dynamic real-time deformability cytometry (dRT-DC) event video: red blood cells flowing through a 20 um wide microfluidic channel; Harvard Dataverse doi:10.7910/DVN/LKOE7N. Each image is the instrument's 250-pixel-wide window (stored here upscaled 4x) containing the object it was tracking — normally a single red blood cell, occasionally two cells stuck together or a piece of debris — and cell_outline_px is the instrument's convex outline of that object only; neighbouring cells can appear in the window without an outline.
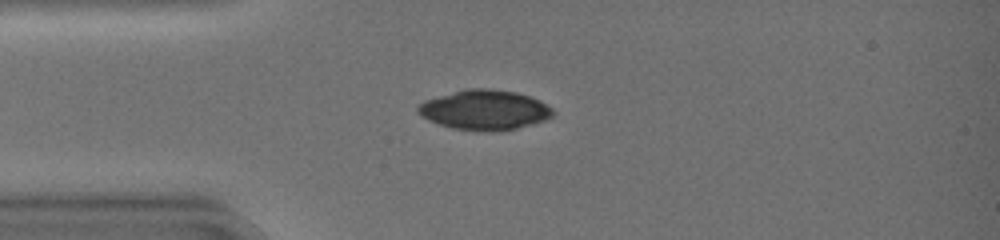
{"species": "common noctule bat (a hibernating species)", "species_latin": "Nyctalus noctula", "temperature_condition": "warm", "stored_images_in_passage": 34, "camera_frame_rate_fps": 3000, "um_per_image_px": 0.085, "animal": {"sex": "female", "body_mass_g": 19.0, "forearm_length_mm": 51.5}, "frame": {"image": 1, "passage_image": 4, "time_ms": 1.0, "image_size_px": [1000, 240], "cell_outline_px": [[552, 116], [544, 120], [516, 128], [452, 128], [428, 120], [416, 112], [416, 108], [424, 100], [468, 88], [488, 88], [516, 92], [540, 100], [552, 108]], "centroid_in_image_um": [41.16, 9.29], "position_along_channel_um": 43.8, "area_um2": 30.17}}
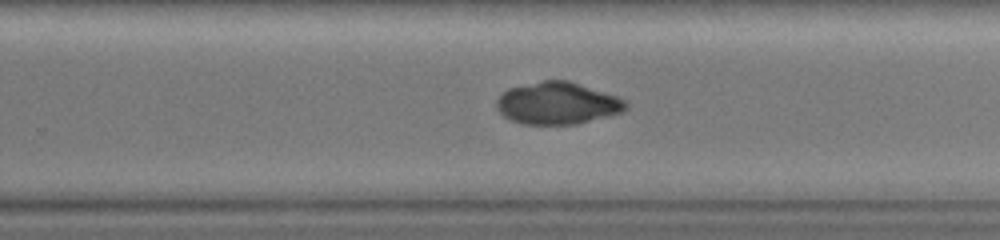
{"frame": {"image": 2, "passage_image": 22, "time_ms": 7.0, "image_size_px": [1000, 240], "cell_outline_px": [[628, 108], [624, 112], [576, 124], [524, 124], [512, 120], [504, 116], [496, 108], [496, 100], [508, 88], [544, 80], [568, 80], [616, 96], [624, 100], [628, 104]], "centroid_in_image_um": [47.39, 8.78], "position_along_channel_um": 282.4, "area_um2": 31.56}}
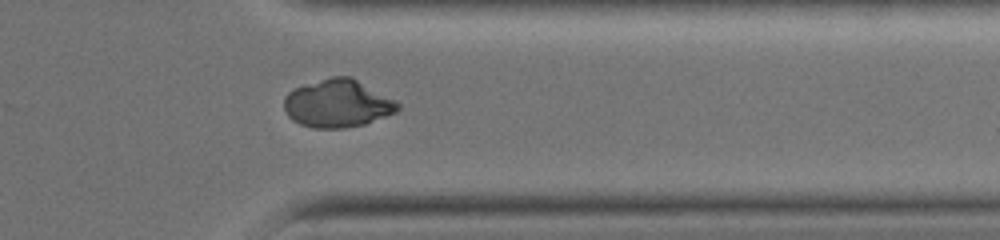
{"frame": {"image": 3, "passage_image": 29, "time_ms": 9.333, "image_size_px": [1000, 240], "cell_outline_px": [[400, 108], [396, 112], [364, 124], [344, 128], [312, 128], [300, 124], [292, 120], [288, 116], [284, 108], [284, 96], [288, 92], [296, 88], [332, 76], [352, 76], [400, 104]], "centroid_in_image_um": [28.67, 8.8], "position_along_channel_um": 382.7, "area_um2": 31.44}}